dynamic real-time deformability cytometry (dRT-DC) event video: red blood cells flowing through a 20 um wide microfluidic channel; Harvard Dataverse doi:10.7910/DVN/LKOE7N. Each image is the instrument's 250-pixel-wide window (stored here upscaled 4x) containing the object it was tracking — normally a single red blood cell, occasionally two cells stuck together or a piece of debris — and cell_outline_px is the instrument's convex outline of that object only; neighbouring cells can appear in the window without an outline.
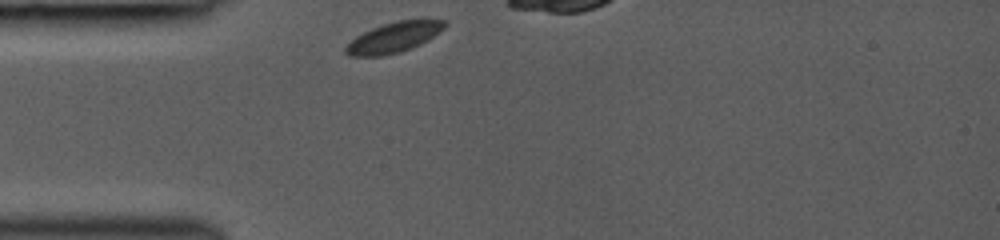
{"species": "common noctule bat (a hibernating species)", "species_latin": "Nyctalus noctula", "temperature_condition": "room temperature", "stored_images_in_passage": 1, "camera_frame_rate_fps": 3000, "um_per_image_px": 0.085, "animal": {"sex": "female", "body_mass_g": 19.0, "forearm_length_mm": 53.3}, "frame": {"image": 1, "passage_image": 1, "time_ms": 0.0, "image_size_px": [1000, 240], "cell_outline_px": [[448, 24], [444, 28], [428, 40], [412, 48], [400, 52], [380, 56], [348, 56], [344, 52], [344, 48], [356, 36], [372, 28], [396, 20], [448, 20]], "centroid_in_image_um": [33.48, 3.18], "position_along_channel_um": 51.5, "area_um2": 17.4}}